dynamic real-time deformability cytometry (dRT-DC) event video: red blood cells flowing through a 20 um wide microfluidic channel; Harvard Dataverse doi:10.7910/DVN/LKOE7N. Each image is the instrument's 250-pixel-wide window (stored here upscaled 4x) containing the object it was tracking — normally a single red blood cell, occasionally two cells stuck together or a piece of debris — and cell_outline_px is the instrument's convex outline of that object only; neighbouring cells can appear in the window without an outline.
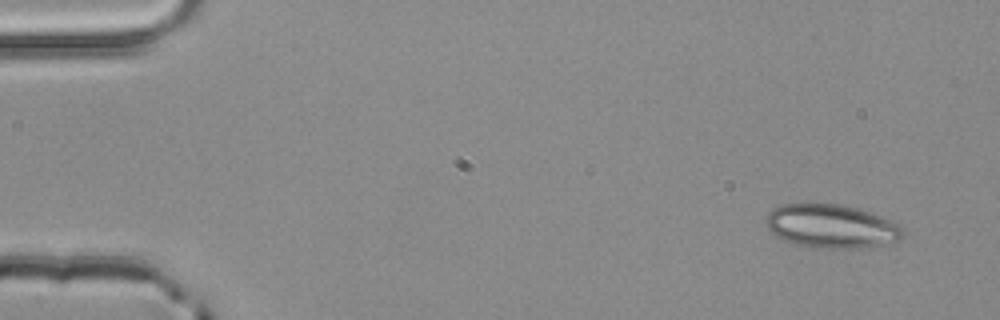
{"species": "common noctule bat (a hibernating species)", "species_latin": "Nyctalus noctula", "temperature_condition": "room temperature", "stored_images_in_passage": 4, "camera_frame_rate_fps": 3000, "um_per_image_px": 0.085, "animal": {"sex": "male", "body_mass_g": 20.4}, "frame": {"image": 1, "passage_image": 1, "time_ms": 0.0, "image_size_px": [1000, 320], "cell_outline_px": [[904, 236], [896, 240], [860, 248], [816, 248], [796, 244], [784, 240], [776, 236], [768, 228], [764, 220], [768, 212], [772, 208], [784, 204], [836, 204], [856, 208], [868, 212], [900, 224], [904, 232]], "centroid_in_image_um": [70.61, 19.23], "position_along_channel_um": 14.4, "area_um2": 34.45}}